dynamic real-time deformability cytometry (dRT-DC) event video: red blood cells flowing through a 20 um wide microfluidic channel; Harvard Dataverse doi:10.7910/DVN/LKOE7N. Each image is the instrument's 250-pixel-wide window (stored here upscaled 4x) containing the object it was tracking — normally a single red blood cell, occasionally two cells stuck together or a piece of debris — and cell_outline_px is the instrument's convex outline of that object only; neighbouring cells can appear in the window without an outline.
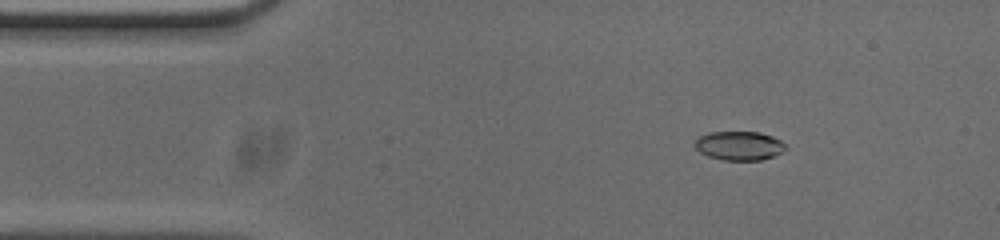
{"species": "common noctule bat (a hibernating species)", "species_latin": "Nyctalus noctula", "temperature_condition": "cold", "stored_images_in_passage": 53, "camera_frame_rate_fps": 3000, "um_per_image_px": 0.085, "animal": {"sex": "male", "body_mass_g": 20.0, "forearm_length_mm": 53.3}, "frame": {"image": 1, "passage_image": 7, "time_ms": 2.0, "image_size_px": [1000, 240], "cell_outline_px": [[788, 148], [772, 156], [760, 160], [724, 160], [708, 156], [700, 152], [692, 144], [700, 136], [712, 132], [760, 132], [772, 136], [780, 140]], "centroid_in_image_um": [62.82, 12.38], "position_along_channel_um": 22.2, "area_um2": 15.2}}
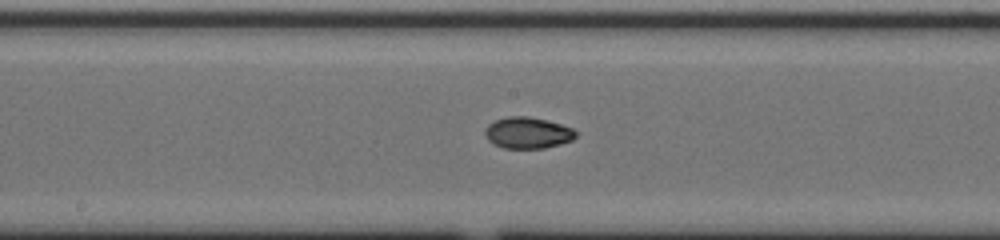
{"frame": {"image": 2, "passage_image": 26, "time_ms": 8.333, "image_size_px": [1000, 240], "cell_outline_px": [[576, 136], [572, 140], [560, 144], [544, 148], [504, 148], [492, 144], [488, 140], [484, 132], [488, 124], [496, 120], [508, 116], [528, 116], [560, 124], [572, 128], [576, 132]], "centroid_in_image_um": [44.83, 11.29], "position_along_channel_um": 203.4, "area_um2": 16.47}}
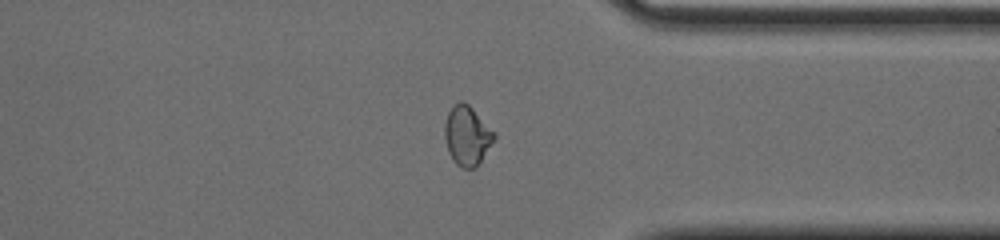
{"frame": {"image": 3, "passage_image": 40, "time_ms": 13.0, "image_size_px": [1000, 240], "cell_outline_px": [[496, 136], [476, 168], [460, 168], [456, 164], [448, 152], [444, 136], [444, 124], [448, 112], [452, 104], [460, 100], [464, 100], [496, 132]], "centroid_in_image_um": [39.69, 11.5], "position_along_channel_um": 371.7, "area_um2": 17.34}, "authors_computed_cell_mechanics": {"area_um2": 16.1262, "velocity_mm_per_s": 3.7662, "shape_relaxation_time_tau1_ms": 6.8001, "shape_relaxation_time_tau2_ms": 2.8356, "deformation_change_tau1": 0.218, "deformation_change_tau2": 0.0587}}